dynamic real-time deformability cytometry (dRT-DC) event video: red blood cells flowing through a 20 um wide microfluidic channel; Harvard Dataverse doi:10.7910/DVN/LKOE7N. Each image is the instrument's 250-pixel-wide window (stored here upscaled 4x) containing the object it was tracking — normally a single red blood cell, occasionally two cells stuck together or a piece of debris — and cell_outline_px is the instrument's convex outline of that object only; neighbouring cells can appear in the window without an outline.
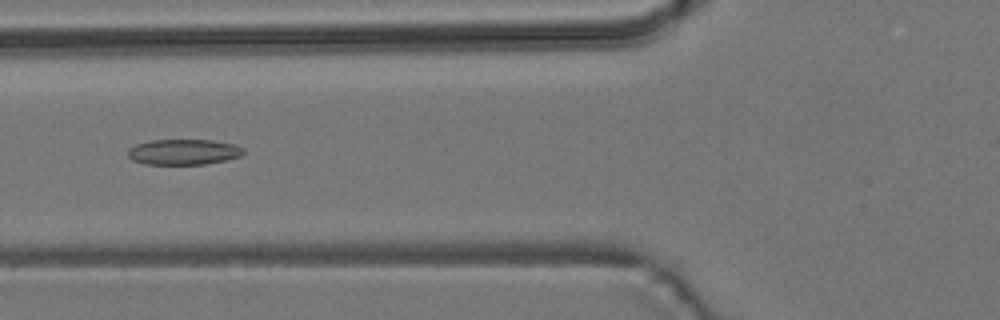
{"species": "common noctule bat (a hibernating species)", "species_latin": "Nyctalus noctula", "temperature_condition": "room temperature", "stored_images_in_passage": 7, "camera_frame_rate_fps": 3000, "um_per_image_px": 0.085, "animal": {"sex": "male", "body_mass_g": 19.2, "forearm_length_mm": 51.8}, "frame": {"image": 1, "passage_image": 5, "time_ms": 1.333, "image_size_px": [1000, 320], "cell_outline_px": [[244, 152], [240, 156], [224, 160], [204, 164], [144, 164], [132, 160], [128, 156], [128, 148], [136, 144], [152, 140], [212, 140], [236, 144], [244, 148]], "centroid_in_image_um": [15.59, 12.91], "position_along_channel_um": 110.2, "area_um2": 17.22}}
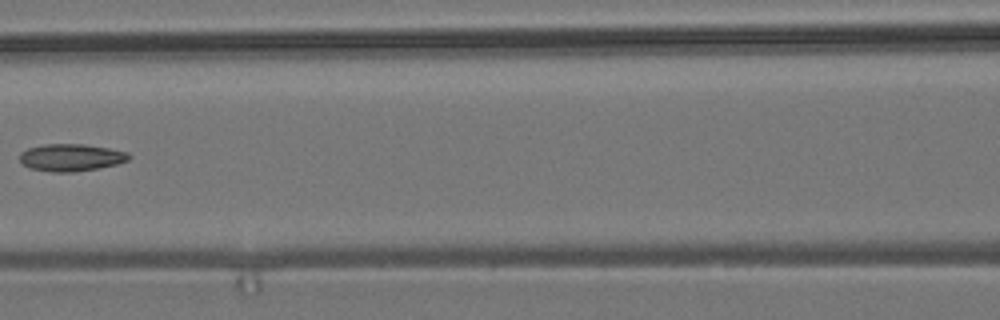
{"frame": {"image": 2, "passage_image": 6, "time_ms": 1.667, "image_size_px": [1000, 320], "cell_outline_px": [[132, 156], [128, 160], [116, 164], [96, 168], [72, 172], [56, 172], [28, 168], [20, 160], [20, 152], [28, 148], [44, 144], [84, 144], [108, 148], [128, 152]], "centroid_in_image_um": [6.03, 13.38], "position_along_channel_um": 160.6, "area_um2": 17.22}}
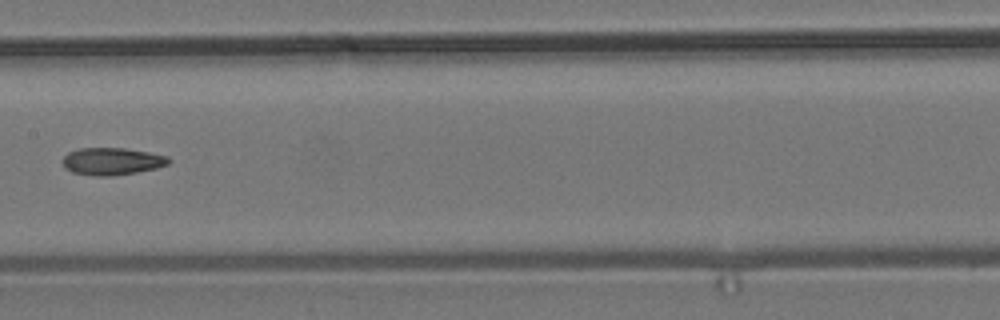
{"frame": {"image": 3, "passage_image": 7, "time_ms": 2.0, "image_size_px": [1000, 320], "cell_outline_px": [[172, 160], [168, 164], [156, 168], [136, 172], [108, 176], [96, 176], [72, 172], [64, 168], [60, 160], [68, 152], [80, 148], [124, 148], [148, 152], [168, 156]], "centroid_in_image_um": [9.49, 13.71], "position_along_channel_um": 197.9, "area_um2": 16.94}}